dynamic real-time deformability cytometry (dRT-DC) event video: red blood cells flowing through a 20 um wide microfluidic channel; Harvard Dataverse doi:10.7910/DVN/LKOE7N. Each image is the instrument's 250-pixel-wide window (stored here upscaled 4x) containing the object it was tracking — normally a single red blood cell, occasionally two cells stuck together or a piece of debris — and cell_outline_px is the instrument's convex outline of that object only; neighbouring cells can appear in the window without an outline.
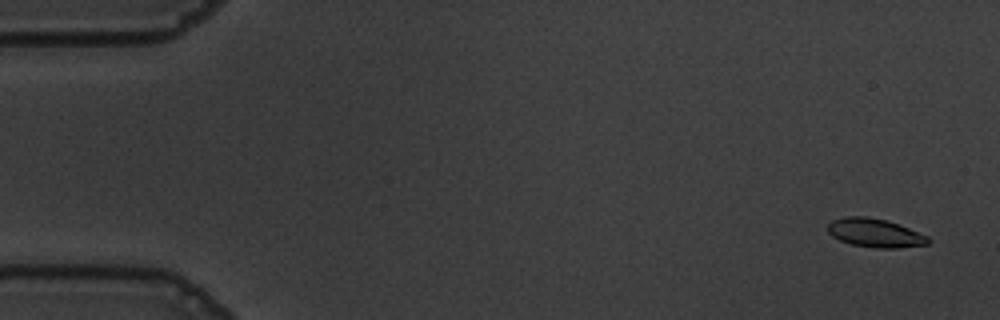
{"species": "common noctule bat (a hibernating species)", "species_latin": "Nyctalus noctula", "temperature_condition": "warm", "stored_images_in_passage": 56, "camera_frame_rate_fps": 3000, "um_per_image_px": 0.085, "animal": {"sex": "male", "body_mass_g": 19.5, "forearm_length_mm": 54.6}, "frame": {"image": 1, "passage_image": 3, "time_ms": 0.667, "image_size_px": [1000, 320], "cell_outline_px": [[932, 240], [928, 244], [896, 248], [876, 248], [852, 244], [840, 240], [832, 236], [828, 232], [828, 224], [832, 220], [844, 216], [864, 216], [884, 220], [908, 228], [928, 236]], "centroid_in_image_um": [74.37, 19.8], "position_along_channel_um": 10.6, "area_um2": 16.59}}
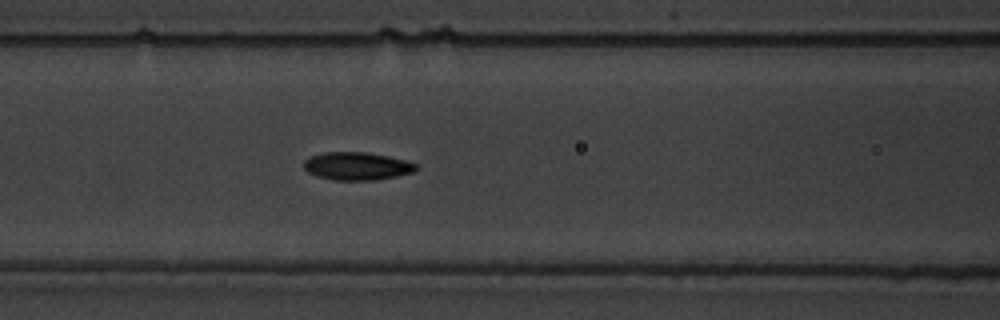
{"frame": {"image": 2, "passage_image": 24, "time_ms": 7.667, "image_size_px": [1000, 320], "cell_outline_px": [[420, 168], [412, 172], [396, 176], [376, 180], [336, 180], [316, 176], [308, 172], [304, 168], [304, 160], [312, 156], [324, 152], [368, 152], [408, 160], [416, 164]], "centroid_in_image_um": [30.37, 14.11], "position_along_channel_um": 136.2, "area_um2": 18.32}}
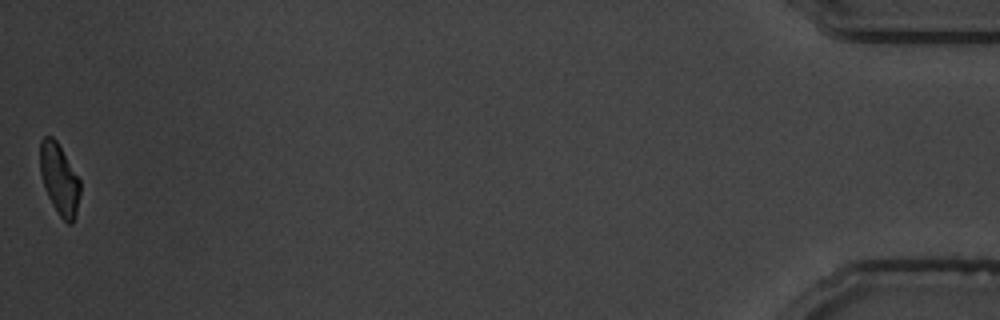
{"frame": {"image": 3, "passage_image": 56, "time_ms": 18.333, "image_size_px": [1000, 320], "cell_outline_px": [[80, 192], [76, 212], [72, 224], [68, 224], [60, 216], [52, 204], [44, 188], [40, 172], [40, 140], [44, 136], [52, 136], [56, 140], [80, 180]], "centroid_in_image_um": [5.03, 15.22], "position_along_channel_um": 430.2, "area_um2": 16.42}, "authors_computed_cell_mechanics": {"area_um2": 17.4556, "velocity_mm_per_s": 3.6524, "shape_relaxation_time_tau1_ms": 3.1318, "shape_relaxation_time_tau2_ms": 3.301, "deformation_change_tau1": 0.135, "deformation_change_tau2": 0.0907}}